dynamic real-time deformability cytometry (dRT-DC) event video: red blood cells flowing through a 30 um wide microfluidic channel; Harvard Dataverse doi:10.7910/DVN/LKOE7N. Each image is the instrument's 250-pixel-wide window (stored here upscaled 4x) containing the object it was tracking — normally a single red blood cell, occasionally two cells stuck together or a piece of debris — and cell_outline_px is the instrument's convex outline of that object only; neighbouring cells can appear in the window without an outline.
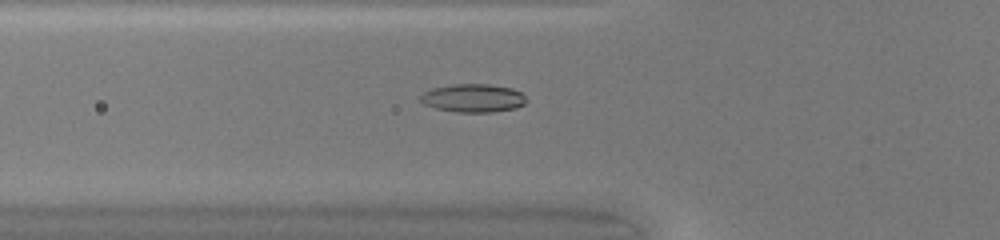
{"species": "common noctule bat (a hibernating species)", "species_latin": "Nyctalus noctula", "temperature_condition": "warm", "stored_images_in_passage": 36, "camera_frame_rate_fps": 3000, "um_per_image_px": 0.085, "animal": {"sex": "female", "body_mass_g": 20.0, "forearm_length_mm": 54.0}, "frame": {"image": 1, "passage_image": 5, "time_ms": 1.333, "image_size_px": [1000, 240], "cell_outline_px": [[528, 100], [524, 104], [516, 108], [492, 112], [456, 112], [436, 108], [424, 104], [420, 100], [420, 96], [424, 92], [432, 88], [452, 84], [488, 84], [512, 88], [520, 92]], "centroid_in_image_um": [40.22, 8.33], "position_along_channel_um": 85.6, "area_um2": 17.46}}
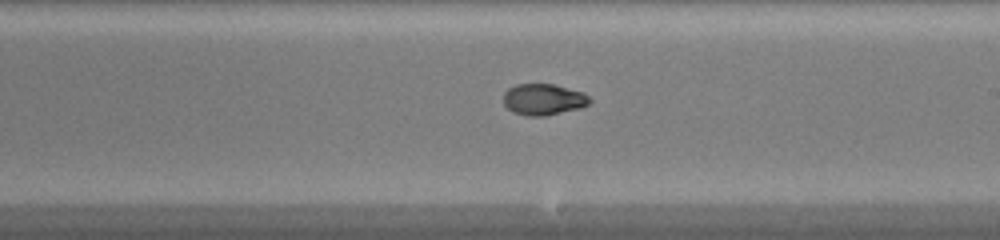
{"frame": {"image": 2, "passage_image": 16, "time_ms": 5.0, "image_size_px": [1000, 240], "cell_outline_px": [[592, 100], [588, 104], [580, 108], [544, 116], [528, 116], [512, 112], [504, 104], [504, 92], [508, 88], [516, 84], [552, 84], [584, 92]], "centroid_in_image_um": [46.19, 8.45], "position_along_channel_um": 242.8, "area_um2": 15.72}}
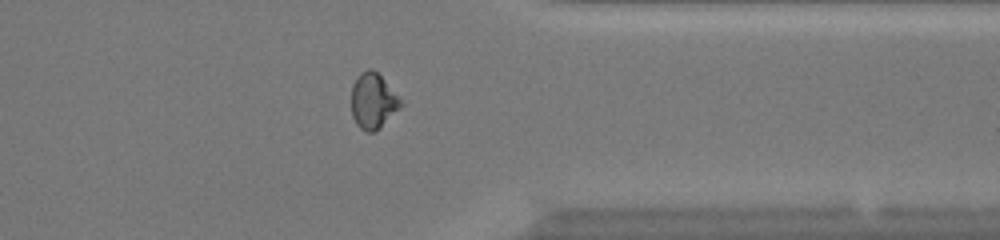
{"frame": {"image": 3, "passage_image": 26, "time_ms": 8.333, "image_size_px": [1000, 240], "cell_outline_px": [[404, 104], [400, 108], [372, 132], [368, 132], [360, 128], [356, 124], [352, 116], [352, 84], [360, 72], [368, 68], [372, 68], [400, 96]], "centroid_in_image_um": [31.71, 8.54], "position_along_channel_um": 379.7, "area_um2": 15.78}, "authors_computed_cell_mechanics": {"area_um2": 16.0684, "velocity_mm_per_s": 4.2821, "shape_relaxation_time_tau1_ms": null, "shape_relaxation_time_tau2_ms": 0.9523, "deformation_change_tau1": null, "deformation_change_tau2": 0.0484}}